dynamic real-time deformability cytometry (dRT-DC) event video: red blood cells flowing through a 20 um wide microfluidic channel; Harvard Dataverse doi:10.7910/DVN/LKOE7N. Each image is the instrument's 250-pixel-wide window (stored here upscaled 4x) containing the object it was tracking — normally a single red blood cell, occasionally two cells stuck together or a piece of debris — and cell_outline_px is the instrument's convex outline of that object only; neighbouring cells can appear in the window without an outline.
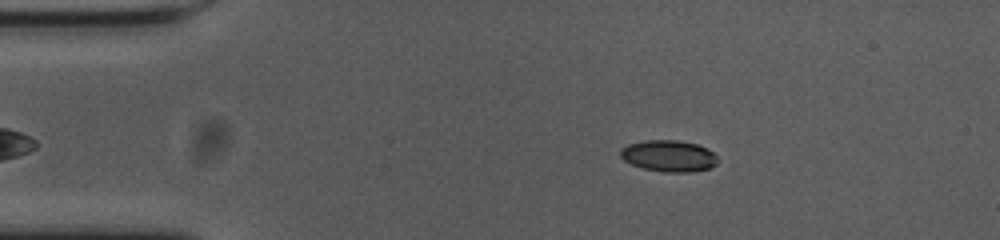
{"species": "common noctule bat (a hibernating species)", "species_latin": "Nyctalus noctula", "temperature_condition": "cold", "stored_images_in_passage": 46, "camera_frame_rate_fps": 3000, "um_per_image_px": 0.085, "animal": {"sex": "female", "body_mass_g": 23.0, "forearm_length_mm": 53.4}, "frame": {"image": 1, "passage_image": 9, "time_ms": 2.667, "image_size_px": [1000, 240], "cell_outline_px": [[716, 164], [708, 168], [688, 172], [664, 172], [644, 168], [632, 164], [624, 160], [620, 156], [620, 148], [628, 144], [648, 140], [680, 140], [696, 144], [712, 152], [716, 156]], "centroid_in_image_um": [56.8, 13.25], "position_along_channel_um": 28.2, "area_um2": 17.57}}
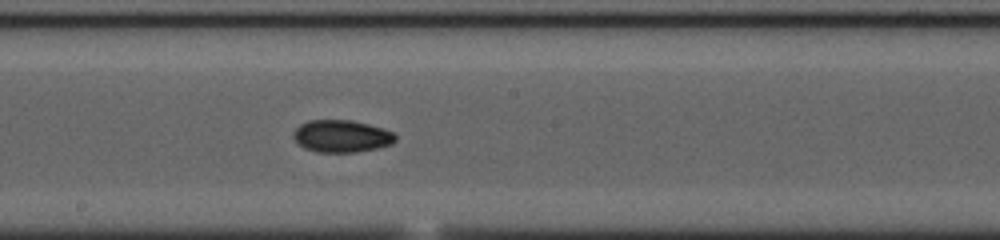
{"frame": {"image": 2, "passage_image": 29, "time_ms": 9.333, "image_size_px": [1000, 240], "cell_outline_px": [[396, 140], [392, 144], [376, 148], [356, 152], [316, 152], [304, 148], [292, 136], [292, 132], [300, 124], [308, 120], [352, 120], [384, 128], [396, 132]], "centroid_in_image_um": [29.05, 11.56], "position_along_channel_um": 219.1, "area_um2": 19.36}}
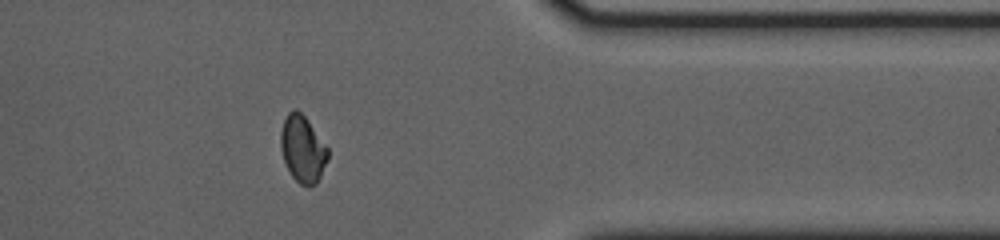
{"frame": {"image": 3, "passage_image": 44, "time_ms": 14.333, "image_size_px": [1000, 240], "cell_outline_px": [[328, 160], [316, 184], [308, 188], [300, 184], [292, 176], [284, 160], [280, 148], [280, 132], [284, 120], [288, 112], [292, 108], [296, 108], [308, 120], [328, 148]], "centroid_in_image_um": [25.72, 12.66], "position_along_channel_um": 385.7, "area_um2": 18.44}, "authors_computed_cell_mechanics": {"area_um2": 18.4382, "velocity_mm_per_s": 3.6933, "shape_relaxation_time_tau1_ms": 3.8052, "shape_relaxation_time_tau2_ms": 4.2554, "deformation_change_tau1": 0.1085, "deformation_change_tau2": 0.0594}}